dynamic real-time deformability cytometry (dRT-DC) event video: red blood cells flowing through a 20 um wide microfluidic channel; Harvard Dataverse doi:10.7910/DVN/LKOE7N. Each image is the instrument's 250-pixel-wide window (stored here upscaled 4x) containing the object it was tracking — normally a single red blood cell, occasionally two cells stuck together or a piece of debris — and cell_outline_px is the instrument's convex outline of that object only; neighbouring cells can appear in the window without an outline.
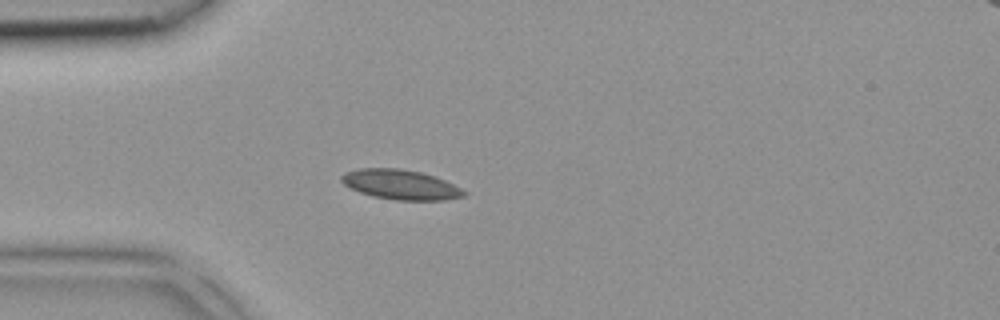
{"species": "common noctule bat (a hibernating species)", "species_latin": "Nyctalus noctula", "temperature_condition": "room temperature", "stored_images_in_passage": 1, "camera_frame_rate_fps": 3000, "um_per_image_px": 0.085, "animal": {"sex": "female", "body_mass_g": 18.4}, "frame": {"image": 1, "passage_image": 1, "time_ms": 0.0, "image_size_px": [1000, 320], "cell_outline_px": [[468, 192], [464, 196], [444, 200], [396, 200], [372, 196], [348, 188], [340, 180], [340, 176], [344, 172], [360, 168], [400, 168], [420, 172], [444, 180]], "centroid_in_image_um": [34.0, 15.69], "position_along_channel_um": 51.0, "area_um2": 21.27}}